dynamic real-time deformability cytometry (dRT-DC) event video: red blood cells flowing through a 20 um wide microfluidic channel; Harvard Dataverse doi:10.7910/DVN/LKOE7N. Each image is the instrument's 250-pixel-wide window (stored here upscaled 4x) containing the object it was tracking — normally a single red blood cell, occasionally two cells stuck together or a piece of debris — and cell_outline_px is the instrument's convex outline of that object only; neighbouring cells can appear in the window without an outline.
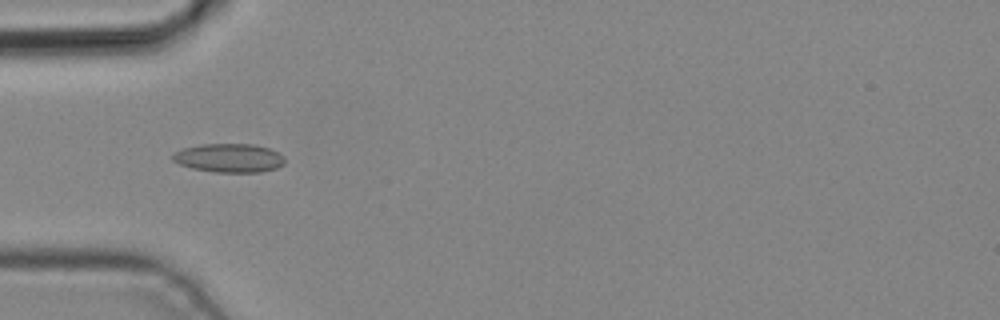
{"species": "common noctule bat (a hibernating species)", "species_latin": "Nyctalus noctula", "temperature_condition": "cold", "stored_images_in_passage": 5, "camera_frame_rate_fps": 3000, "um_per_image_px": 0.085, "animal": {"sex": "male", "body_mass_g": 19.2, "forearm_length_mm": 51.8}, "frame": {"image": 1, "passage_image": 5, "time_ms": 1.333, "image_size_px": [1000, 320], "cell_outline_px": [[284, 164], [276, 168], [260, 172], [216, 172], [192, 168], [180, 164], [172, 160], [172, 156], [180, 148], [200, 144], [252, 144], [268, 148], [280, 152], [284, 156]], "centroid_in_image_um": [19.48, 13.42], "position_along_channel_um": 65.5, "area_um2": 18.84}}